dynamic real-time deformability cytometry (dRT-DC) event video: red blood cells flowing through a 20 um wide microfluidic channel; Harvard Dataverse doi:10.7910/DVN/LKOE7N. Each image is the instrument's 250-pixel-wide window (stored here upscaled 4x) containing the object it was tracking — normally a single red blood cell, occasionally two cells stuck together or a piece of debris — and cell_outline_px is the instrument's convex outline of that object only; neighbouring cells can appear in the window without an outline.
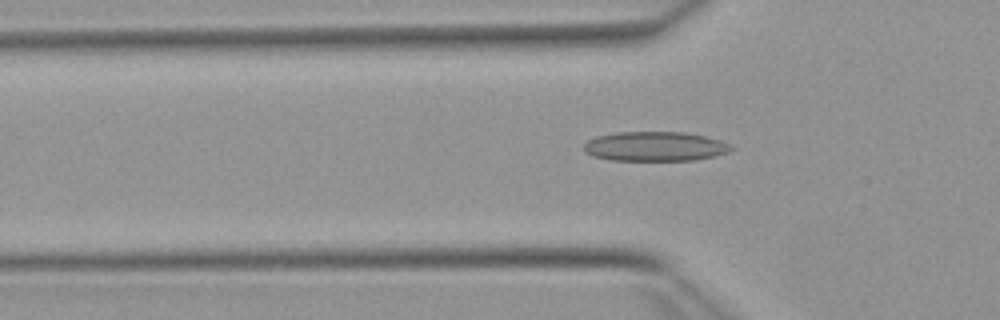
{"species": "Egyptian fruit bat (a non-hibernating species)", "species_latin": "Rousettus aegyptiacus", "temperature_condition": "warm", "stored_images_in_passage": 39, "camera_frame_rate_fps": 3000, "um_per_image_px": 0.085, "animal": {"sex": "female"}, "frame": {"image": 1, "passage_image": 11, "time_ms": 3.333, "image_size_px": [1000, 320], "cell_outline_px": [[736, 148], [728, 152], [716, 156], [696, 160], [612, 160], [592, 156], [584, 152], [584, 144], [588, 140], [596, 136], [616, 132], [684, 132], [704, 136], [720, 140]], "centroid_in_image_um": [55.68, 12.44], "position_along_channel_um": 70.1, "area_um2": 25.43}}
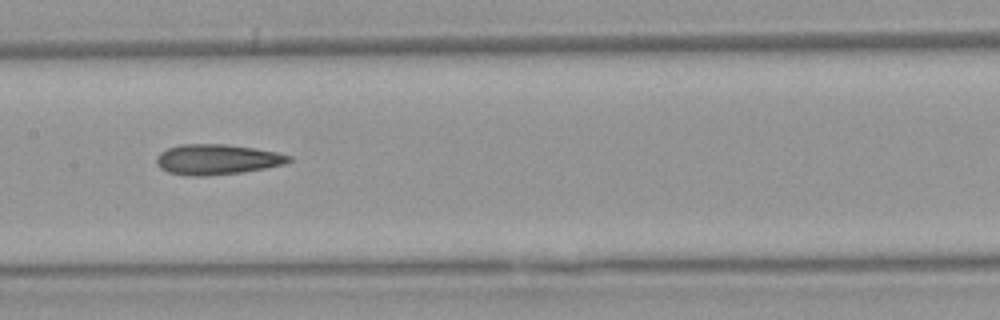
{"frame": {"image": 2, "passage_image": 20, "time_ms": 6.333, "image_size_px": [1000, 320], "cell_outline_px": [[292, 160], [284, 164], [264, 168], [240, 172], [208, 176], [192, 176], [168, 172], [160, 168], [156, 164], [156, 156], [160, 152], [168, 148], [180, 144], [228, 144], [256, 148], [276, 152], [292, 156]], "centroid_in_image_um": [18.43, 13.54], "position_along_channel_um": 189.0, "area_um2": 23.47}}
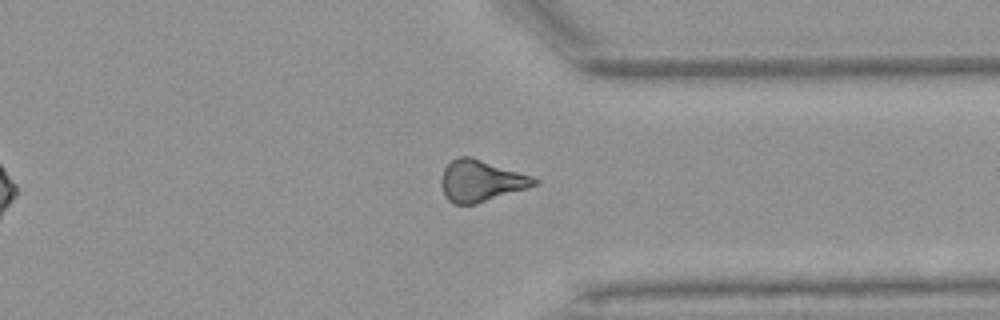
{"frame": {"image": 3, "passage_image": 34, "time_ms": 11.0, "image_size_px": [1000, 320], "cell_outline_px": [[540, 184], [528, 188], [476, 204], [452, 204], [448, 200], [440, 184], [440, 180], [444, 168], [456, 156], [472, 156], [532, 176], [540, 180]], "centroid_in_image_um": [40.89, 15.36], "position_along_channel_um": 370.5, "area_um2": 22.72}}